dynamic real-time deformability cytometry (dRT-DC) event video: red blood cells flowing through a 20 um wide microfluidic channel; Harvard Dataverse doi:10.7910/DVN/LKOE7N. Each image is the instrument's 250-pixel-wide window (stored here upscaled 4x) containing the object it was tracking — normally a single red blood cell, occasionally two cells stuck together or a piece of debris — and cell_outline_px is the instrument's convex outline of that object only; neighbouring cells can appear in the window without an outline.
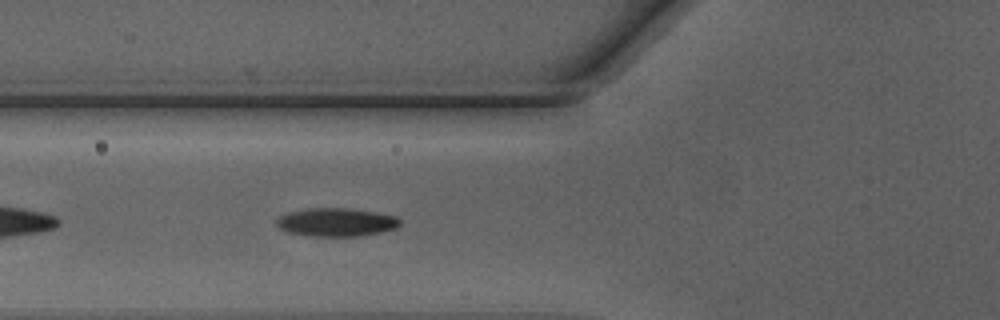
{"species": "Egyptian fruit bat (a non-hibernating species)", "species_latin": "Rousettus aegyptiacus", "temperature_condition": "warm", "stored_images_in_passage": 35, "camera_frame_rate_fps": 3000, "um_per_image_px": 0.085, "animal": {"sex": "male"}, "frame": {"image": 1, "passage_image": 5, "time_ms": 1.333, "image_size_px": [1000, 320], "cell_outline_px": [[400, 224], [396, 228], [380, 232], [360, 236], [308, 236], [288, 232], [280, 228], [276, 224], [276, 216], [288, 212], [308, 208], [344, 208], [376, 212], [396, 216], [400, 220]], "centroid_in_image_um": [28.54, 18.88], "position_along_channel_um": 97.3, "area_um2": 20.46}}
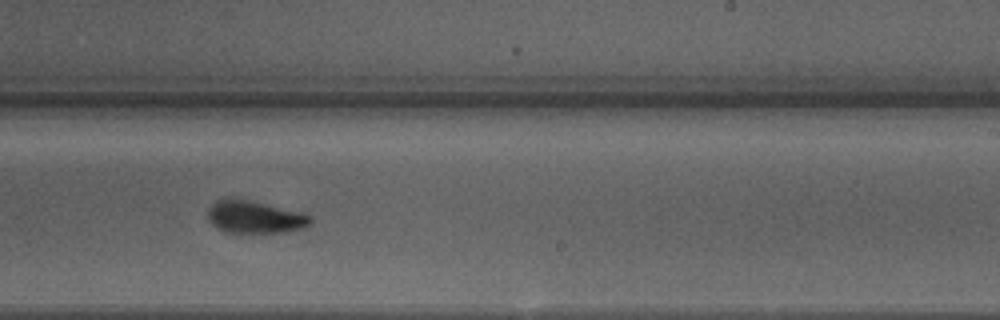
{"frame": {"image": 2, "passage_image": 17, "time_ms": 5.333, "image_size_px": [1000, 320], "cell_outline_px": [[312, 220], [304, 228], [284, 232], [224, 232], [216, 228], [208, 220], [208, 208], [216, 200], [224, 196], [232, 196], [300, 212], [312, 216]], "centroid_in_image_um": [21.59, 18.42], "position_along_channel_um": 267.4, "area_um2": 19.65}}
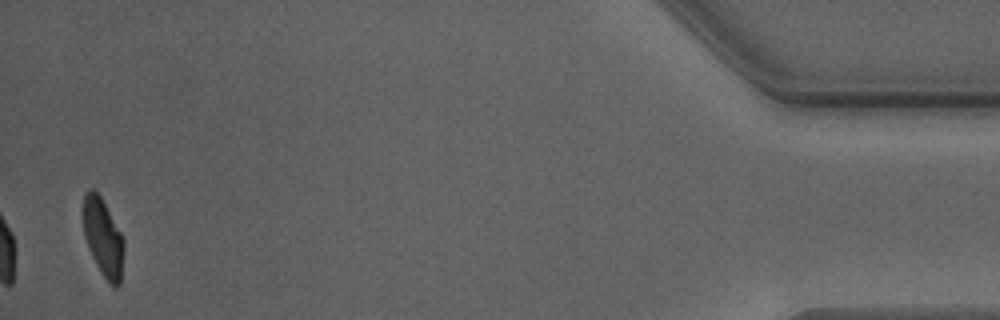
{"frame": {"image": 3, "passage_image": 34, "time_ms": 11.0, "image_size_px": [1000, 320], "cell_outline_px": [[124, 252], [120, 284], [116, 288], [100, 272], [92, 256], [84, 236], [80, 212], [84, 196], [92, 188], [100, 196], [120, 232], [124, 240]], "centroid_in_image_um": [8.73, 20.18], "position_along_channel_um": 426.5, "area_um2": 18.5}, "authors_computed_cell_mechanics": {"area_um2": 19.8832, "velocity_mm_per_s": 4.2563, "shape_relaxation_time_tau1_ms": 2.8938, "shape_relaxation_time_tau2_ms": 1.5362, "deformation_change_tau1": 0.1447, "deformation_change_tau2": 0.069}}